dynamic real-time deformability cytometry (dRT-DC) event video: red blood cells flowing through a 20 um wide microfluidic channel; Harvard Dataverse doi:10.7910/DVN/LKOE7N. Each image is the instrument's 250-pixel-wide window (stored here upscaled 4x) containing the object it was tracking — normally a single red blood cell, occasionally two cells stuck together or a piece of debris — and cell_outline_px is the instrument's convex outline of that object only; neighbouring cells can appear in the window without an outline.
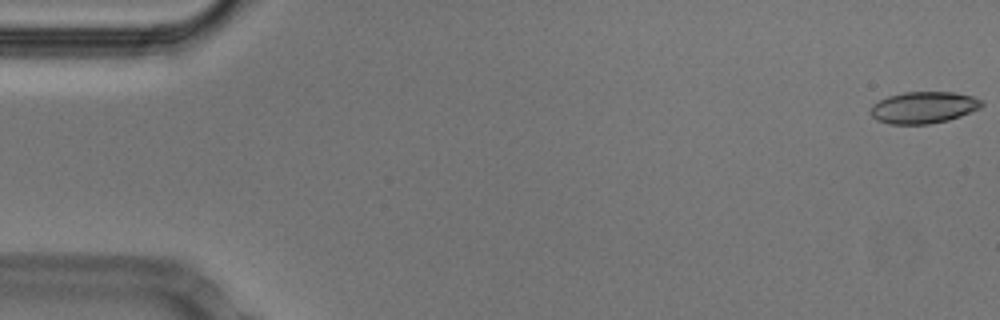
{"species": "Egyptian fruit bat (a non-hibernating species)", "species_latin": "Rousettus aegyptiacus", "temperature_condition": "cold", "stored_images_in_passage": 53, "camera_frame_rate_fps": 3000, "um_per_image_px": 0.085, "animal": {"sex": "male"}, "frame": {"image": 1, "passage_image": 1, "time_ms": 0.0, "image_size_px": [1000, 320], "cell_outline_px": [[984, 104], [980, 108], [960, 116], [948, 120], [928, 124], [888, 124], [876, 120], [868, 112], [872, 104], [888, 96], [904, 92], [952, 92], [972, 96], [984, 100]], "centroid_in_image_um": [78.48, 9.14], "position_along_channel_um": 6.5, "area_um2": 20.69}}
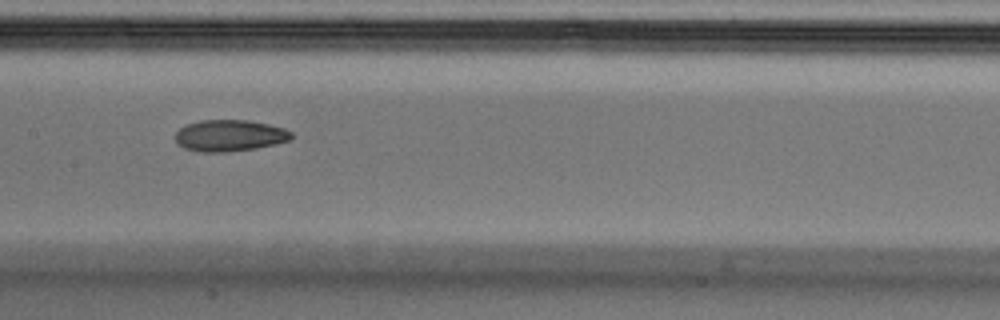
{"frame": {"image": 2, "passage_image": 26, "time_ms": 8.333, "image_size_px": [1000, 320], "cell_outline_px": [[292, 140], [276, 144], [256, 148], [228, 152], [204, 152], [184, 148], [176, 144], [176, 132], [180, 128], [188, 124], [200, 120], [248, 120], [268, 124], [284, 128], [292, 132]], "centroid_in_image_um": [19.54, 11.53], "position_along_channel_um": 187.9, "area_um2": 21.39}}
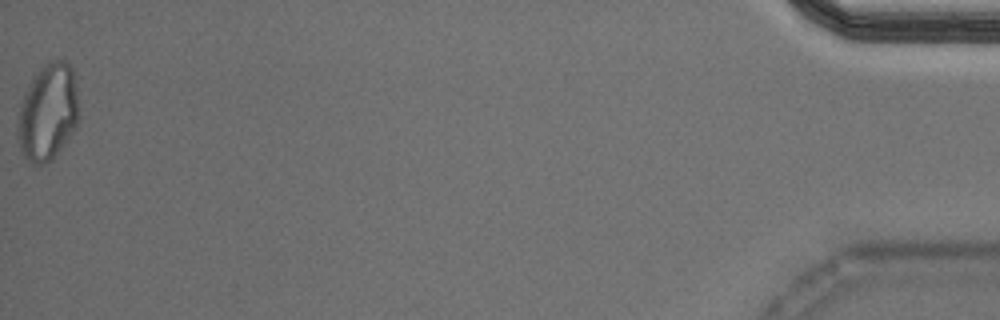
{"frame": {"image": 3, "passage_image": 53, "time_ms": 17.333, "image_size_px": [1000, 320], "cell_outline_px": [[80, 116], [76, 128], [68, 140], [44, 164], [32, 164], [24, 156], [20, 148], [20, 108], [24, 92], [32, 80], [44, 64], [52, 60], [64, 60], [72, 68]], "centroid_in_image_um": [4.12, 9.52], "position_along_channel_um": 431.1, "area_um2": 33.58}, "authors_computed_cell_mechanics": {"area_um2": 21.5594, "velocity_mm_per_s": 3.7944, "shape_relaxation_time_tau1_ms": 7.6077, "shape_relaxation_time_tau2_ms": null, "deformation_change_tau1": 0.154, "deformation_change_tau2": null}}